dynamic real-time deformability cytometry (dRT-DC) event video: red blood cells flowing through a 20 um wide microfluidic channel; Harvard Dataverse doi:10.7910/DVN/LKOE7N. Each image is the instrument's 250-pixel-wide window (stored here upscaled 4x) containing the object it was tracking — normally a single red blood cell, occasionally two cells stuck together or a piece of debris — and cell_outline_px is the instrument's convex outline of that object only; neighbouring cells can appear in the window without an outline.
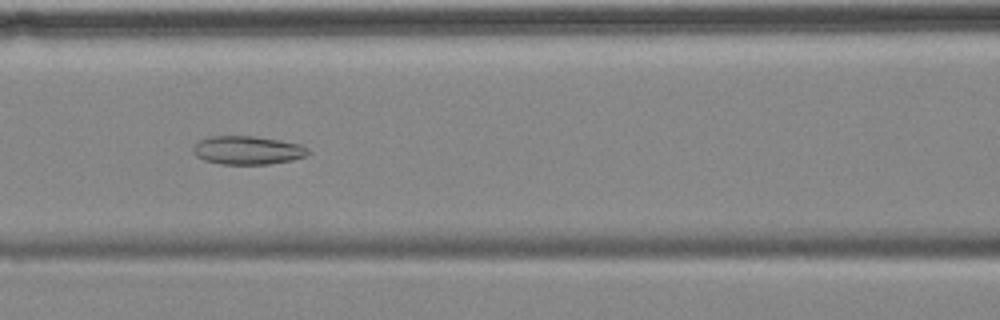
{"species": "common noctule bat (a hibernating species)", "species_latin": "Nyctalus noctula", "temperature_condition": "cold", "stored_images_in_passage": 4, "camera_frame_rate_fps": 3000, "um_per_image_px": 0.085, "animal": {"sex": "female", "body_mass_g": 18.4}, "frame": {"image": 1, "passage_image": 4, "time_ms": 3.667, "image_size_px": [1000, 320], "cell_outline_px": [[312, 152], [304, 156], [292, 160], [268, 164], [220, 164], [204, 160], [196, 156], [192, 152], [192, 148], [200, 140], [212, 136], [256, 136], [280, 140], [300, 144], [308, 148]], "centroid_in_image_um": [21.05, 12.77], "position_along_channel_um": 145.5, "area_um2": 19.13}}